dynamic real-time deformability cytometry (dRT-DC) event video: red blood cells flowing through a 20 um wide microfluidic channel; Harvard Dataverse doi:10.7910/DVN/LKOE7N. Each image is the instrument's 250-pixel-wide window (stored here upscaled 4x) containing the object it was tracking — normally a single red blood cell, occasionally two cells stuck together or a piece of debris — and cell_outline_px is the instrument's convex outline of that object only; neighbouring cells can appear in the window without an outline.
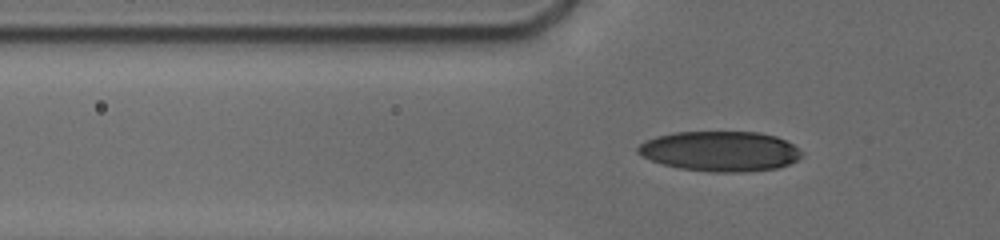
{"species": "human", "species_latin": "Homo sapiens", "temperature_condition": "cold", "stored_images_in_passage": 60, "camera_frame_rate_fps": 3000, "um_per_image_px": 0.085, "donor": {"sex": "male"}, "frame": {"image": 1, "passage_image": 36, "time_ms": 6.667, "image_size_px": [1000, 240], "cell_outline_px": [[804, 152], [796, 160], [788, 164], [776, 168], [744, 172], [712, 172], [680, 168], [664, 164], [652, 160], [636, 152], [636, 148], [644, 140], [656, 136], [676, 132], [756, 132], [776, 136], [792, 144]], "centroid_in_image_um": [61.2, 12.85], "position_along_channel_um": 64.6, "area_um2": 38.09}}
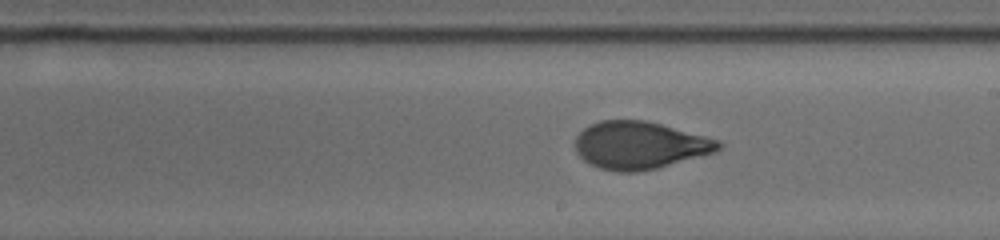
{"frame": {"image": 2, "passage_image": 50, "time_ms": 11.333, "image_size_px": [1000, 240], "cell_outline_px": [[720, 148], [716, 152], [656, 168], [636, 172], [616, 172], [600, 168], [584, 160], [576, 152], [576, 136], [588, 124], [600, 120], [644, 120], [660, 124], [704, 136], [716, 140], [720, 144]], "centroid_in_image_um": [54.33, 12.35], "position_along_channel_um": 234.7, "area_um2": 39.25}}
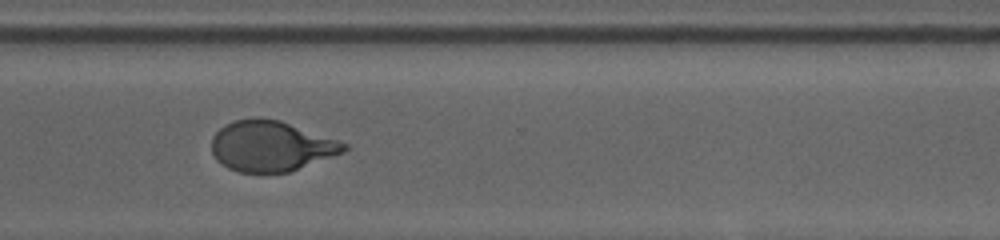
{"frame": {"image": 3, "passage_image": 59, "time_ms": 14.333, "image_size_px": [1000, 240], "cell_outline_px": [[348, 148], [344, 152], [288, 172], [240, 172], [228, 168], [216, 160], [212, 152], [212, 136], [224, 124], [236, 120], [256, 116], [280, 120], [348, 144]], "centroid_in_image_um": [23.0, 12.4], "position_along_channel_um": 347.6, "area_um2": 38.78}}